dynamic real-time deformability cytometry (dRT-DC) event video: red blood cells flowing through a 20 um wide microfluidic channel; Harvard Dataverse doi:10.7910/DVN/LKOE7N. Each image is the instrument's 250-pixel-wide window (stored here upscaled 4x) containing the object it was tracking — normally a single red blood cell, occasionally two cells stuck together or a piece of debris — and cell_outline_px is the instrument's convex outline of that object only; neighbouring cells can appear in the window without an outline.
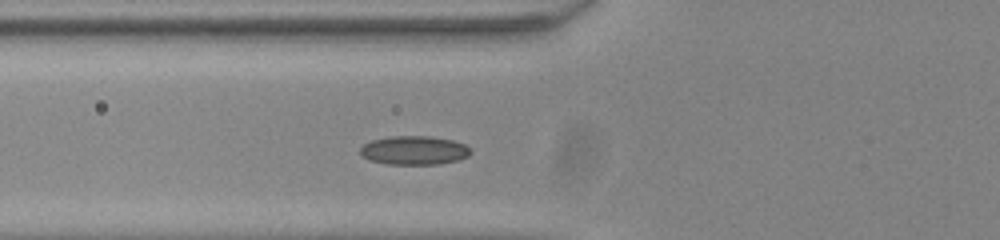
{"species": "common noctule bat (a hibernating species)", "species_latin": "Nyctalus noctula", "temperature_condition": "room temperature", "stored_images_in_passage": 34, "camera_frame_rate_fps": 3000, "um_per_image_px": 0.085, "animal": {"sex": "male", "body_mass_g": 20.0, "forearm_length_mm": 53.3}, "frame": {"image": 1, "passage_image": 2, "time_ms": 0.333, "image_size_px": [1000, 240], "cell_outline_px": [[472, 152], [468, 156], [460, 160], [440, 164], [384, 164], [368, 160], [360, 152], [360, 148], [364, 144], [372, 140], [392, 136], [432, 136], [452, 140], [464, 144]], "centroid_in_image_um": [35.21, 12.78], "position_along_channel_um": 90.6, "area_um2": 18.61}}
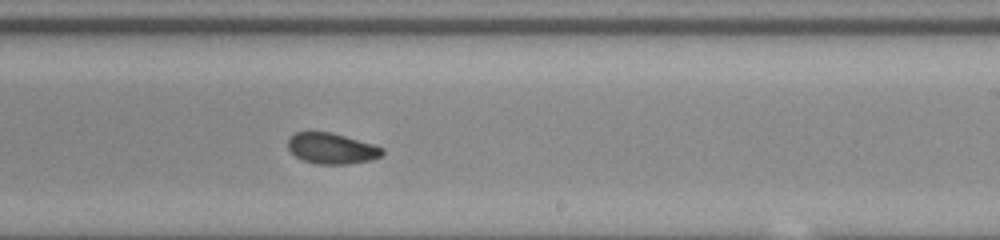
{"frame": {"image": 2, "passage_image": 15, "time_ms": 4.667, "image_size_px": [1000, 240], "cell_outline_px": [[384, 152], [380, 156], [372, 160], [348, 164], [316, 164], [304, 160], [296, 156], [288, 148], [288, 140], [296, 132], [332, 132], [372, 144], [384, 148]], "centroid_in_image_um": [28.21, 12.62], "position_along_channel_um": 260.8, "area_um2": 16.82}}
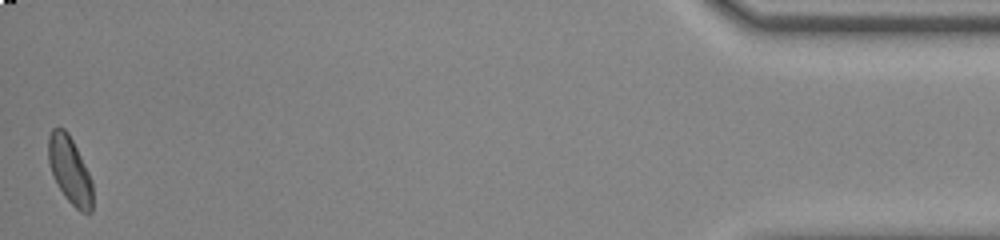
{"frame": {"image": 3, "passage_image": 34, "time_ms": 11.0, "image_size_px": [1000, 240], "cell_outline_px": [[92, 212], [80, 212], [64, 196], [52, 176], [48, 160], [48, 136], [52, 128], [64, 128], [68, 132], [92, 180]], "centroid_in_image_um": [5.91, 14.47], "position_along_channel_um": 429.3, "area_um2": 17.22}, "authors_computed_cell_mechanics": {"area_um2": 17.3978, "velocity_mm_per_s": 3.9275, "shape_relaxation_time_tau1_ms": 6.937, "shape_relaxation_time_tau2_ms": 4.1166, "deformation_change_tau1": 0.1262, "deformation_change_tau2": 0.0725}}